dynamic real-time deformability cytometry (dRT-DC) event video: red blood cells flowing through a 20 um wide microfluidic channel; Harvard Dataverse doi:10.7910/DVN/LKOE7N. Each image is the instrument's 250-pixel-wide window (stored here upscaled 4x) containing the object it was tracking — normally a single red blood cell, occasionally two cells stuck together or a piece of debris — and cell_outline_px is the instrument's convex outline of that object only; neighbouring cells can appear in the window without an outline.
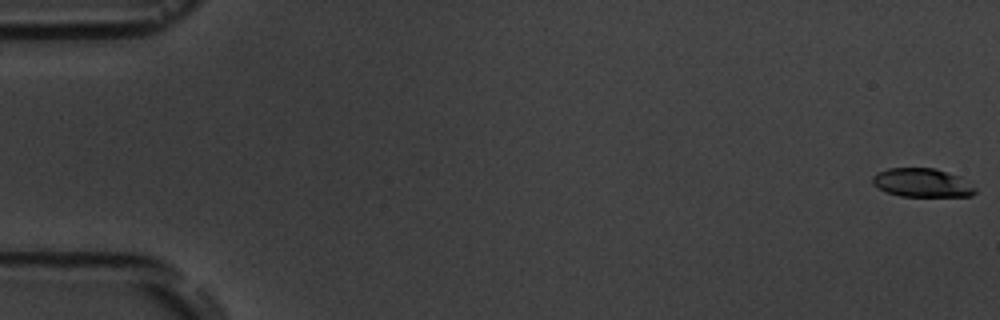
{"species": "common noctule bat (a hibernating species)", "species_latin": "Nyctalus noctula", "temperature_condition": "room temperature", "stored_images_in_passage": 4, "camera_frame_rate_fps": 3000, "um_per_image_px": 0.085, "animal": {"sex": "male", "body_mass_g": 19.5, "forearm_length_mm": 54.6}, "frame": {"image": 1, "passage_image": 1, "time_ms": 0.0, "image_size_px": [1000, 320], "cell_outline_px": [[976, 192], [972, 196], [900, 196], [888, 192], [872, 184], [872, 176], [876, 172], [888, 168], [936, 168], [960, 176], [976, 188]], "centroid_in_image_um": [78.38, 15.52], "position_along_channel_um": 6.6, "area_um2": 17.22}}